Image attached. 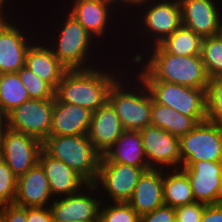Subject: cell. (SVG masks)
Instances as JSON below:
<instances>
[{
	"instance_id": "obj_1",
	"label": "cell",
	"mask_w": 222,
	"mask_h": 222,
	"mask_svg": "<svg viewBox=\"0 0 222 222\" xmlns=\"http://www.w3.org/2000/svg\"><path fill=\"white\" fill-rule=\"evenodd\" d=\"M144 49L147 52L143 51L141 54L136 51L131 57L133 58L131 60L132 66L139 67L138 72L131 74H137L143 81H164L207 90L209 77L201 55L180 56L170 54L159 44L149 48L146 46ZM144 54H147V57ZM139 65H141V68Z\"/></svg>"
},
{
	"instance_id": "obj_2",
	"label": "cell",
	"mask_w": 222,
	"mask_h": 222,
	"mask_svg": "<svg viewBox=\"0 0 222 222\" xmlns=\"http://www.w3.org/2000/svg\"><path fill=\"white\" fill-rule=\"evenodd\" d=\"M123 68L122 65V70L117 71L116 68L115 71H109L100 65L89 69L67 70L55 90V96L61 102L81 106L94 112L108 101L110 87L125 70L131 75L127 69L123 71Z\"/></svg>"
},
{
	"instance_id": "obj_3",
	"label": "cell",
	"mask_w": 222,
	"mask_h": 222,
	"mask_svg": "<svg viewBox=\"0 0 222 222\" xmlns=\"http://www.w3.org/2000/svg\"><path fill=\"white\" fill-rule=\"evenodd\" d=\"M126 74L125 72L110 87L108 102L115 109L124 130L140 131L151 125L152 95L147 85L137 74L125 76ZM122 77L124 81L131 77V83L124 82Z\"/></svg>"
},
{
	"instance_id": "obj_4",
	"label": "cell",
	"mask_w": 222,
	"mask_h": 222,
	"mask_svg": "<svg viewBox=\"0 0 222 222\" xmlns=\"http://www.w3.org/2000/svg\"><path fill=\"white\" fill-rule=\"evenodd\" d=\"M65 12V16L63 15L64 18H62L65 20H62L61 24H57L61 26L57 27V31H51L52 35L54 32H56L54 34H57L54 37V40H52L53 36L50 35L51 37L48 39L49 41L47 40L45 42H47L53 50L54 55L68 70L89 69L95 67L94 64H97L98 60L97 58L95 59L92 57L93 53H97L91 49L97 44V42H95L97 40L75 19L72 14L64 9L63 13ZM89 61L90 63H88ZM91 61H94V64H91L93 63Z\"/></svg>"
},
{
	"instance_id": "obj_5",
	"label": "cell",
	"mask_w": 222,
	"mask_h": 222,
	"mask_svg": "<svg viewBox=\"0 0 222 222\" xmlns=\"http://www.w3.org/2000/svg\"><path fill=\"white\" fill-rule=\"evenodd\" d=\"M42 149L71 167L88 183L95 182L103 155L88 135H50L42 142Z\"/></svg>"
},
{
	"instance_id": "obj_6",
	"label": "cell",
	"mask_w": 222,
	"mask_h": 222,
	"mask_svg": "<svg viewBox=\"0 0 222 222\" xmlns=\"http://www.w3.org/2000/svg\"><path fill=\"white\" fill-rule=\"evenodd\" d=\"M139 9L143 11L140 14L138 10L136 11L139 17L134 13L131 15H134V20L139 22L135 27L137 31L133 32L140 36L139 39L144 38L146 40L144 42L150 44L147 45L148 47L160 44L166 37L182 26L179 0H152ZM135 15L138 20H136ZM140 18L141 20H139Z\"/></svg>"
},
{
	"instance_id": "obj_7",
	"label": "cell",
	"mask_w": 222,
	"mask_h": 222,
	"mask_svg": "<svg viewBox=\"0 0 222 222\" xmlns=\"http://www.w3.org/2000/svg\"><path fill=\"white\" fill-rule=\"evenodd\" d=\"M143 82L157 103L192 117L197 123L207 120L206 90L164 81Z\"/></svg>"
},
{
	"instance_id": "obj_8",
	"label": "cell",
	"mask_w": 222,
	"mask_h": 222,
	"mask_svg": "<svg viewBox=\"0 0 222 222\" xmlns=\"http://www.w3.org/2000/svg\"><path fill=\"white\" fill-rule=\"evenodd\" d=\"M179 139L181 166L200 160L222 161V125L202 121Z\"/></svg>"
},
{
	"instance_id": "obj_9",
	"label": "cell",
	"mask_w": 222,
	"mask_h": 222,
	"mask_svg": "<svg viewBox=\"0 0 222 222\" xmlns=\"http://www.w3.org/2000/svg\"><path fill=\"white\" fill-rule=\"evenodd\" d=\"M148 169L150 168L134 167L123 163L101 162L98 176L93 184L101 191L99 193L102 194L103 202L127 203L140 176Z\"/></svg>"
},
{
	"instance_id": "obj_10",
	"label": "cell",
	"mask_w": 222,
	"mask_h": 222,
	"mask_svg": "<svg viewBox=\"0 0 222 222\" xmlns=\"http://www.w3.org/2000/svg\"><path fill=\"white\" fill-rule=\"evenodd\" d=\"M54 99H30L7 114V128L36 137L50 136Z\"/></svg>"
},
{
	"instance_id": "obj_11",
	"label": "cell",
	"mask_w": 222,
	"mask_h": 222,
	"mask_svg": "<svg viewBox=\"0 0 222 222\" xmlns=\"http://www.w3.org/2000/svg\"><path fill=\"white\" fill-rule=\"evenodd\" d=\"M98 192V188L89 183L76 194L54 199L50 204L54 222H99L103 201Z\"/></svg>"
},
{
	"instance_id": "obj_12",
	"label": "cell",
	"mask_w": 222,
	"mask_h": 222,
	"mask_svg": "<svg viewBox=\"0 0 222 222\" xmlns=\"http://www.w3.org/2000/svg\"><path fill=\"white\" fill-rule=\"evenodd\" d=\"M41 150V140L9 128L0 139V158L17 177L38 163Z\"/></svg>"
},
{
	"instance_id": "obj_13",
	"label": "cell",
	"mask_w": 222,
	"mask_h": 222,
	"mask_svg": "<svg viewBox=\"0 0 222 222\" xmlns=\"http://www.w3.org/2000/svg\"><path fill=\"white\" fill-rule=\"evenodd\" d=\"M140 135L149 168H181L179 137L153 125L140 130Z\"/></svg>"
},
{
	"instance_id": "obj_14",
	"label": "cell",
	"mask_w": 222,
	"mask_h": 222,
	"mask_svg": "<svg viewBox=\"0 0 222 222\" xmlns=\"http://www.w3.org/2000/svg\"><path fill=\"white\" fill-rule=\"evenodd\" d=\"M11 17L0 26V74L14 73L25 66L27 51L37 39L32 40L35 37L30 35L32 31L27 35L28 30L22 26V23L20 25L15 23Z\"/></svg>"
},
{
	"instance_id": "obj_15",
	"label": "cell",
	"mask_w": 222,
	"mask_h": 222,
	"mask_svg": "<svg viewBox=\"0 0 222 222\" xmlns=\"http://www.w3.org/2000/svg\"><path fill=\"white\" fill-rule=\"evenodd\" d=\"M186 173L196 202L218 204L222 199V161H195L181 166Z\"/></svg>"
},
{
	"instance_id": "obj_16",
	"label": "cell",
	"mask_w": 222,
	"mask_h": 222,
	"mask_svg": "<svg viewBox=\"0 0 222 222\" xmlns=\"http://www.w3.org/2000/svg\"><path fill=\"white\" fill-rule=\"evenodd\" d=\"M68 6L67 11L97 41L106 38V32L111 28L108 23H113L111 18H114L113 11L117 7L114 0H71Z\"/></svg>"
},
{
	"instance_id": "obj_17",
	"label": "cell",
	"mask_w": 222,
	"mask_h": 222,
	"mask_svg": "<svg viewBox=\"0 0 222 222\" xmlns=\"http://www.w3.org/2000/svg\"><path fill=\"white\" fill-rule=\"evenodd\" d=\"M217 0H179L182 26L202 38L215 36L222 20ZM219 6V7H218Z\"/></svg>"
},
{
	"instance_id": "obj_18",
	"label": "cell",
	"mask_w": 222,
	"mask_h": 222,
	"mask_svg": "<svg viewBox=\"0 0 222 222\" xmlns=\"http://www.w3.org/2000/svg\"><path fill=\"white\" fill-rule=\"evenodd\" d=\"M38 163L48 178L54 199L80 192L89 183L71 167L49 156L43 149Z\"/></svg>"
},
{
	"instance_id": "obj_19",
	"label": "cell",
	"mask_w": 222,
	"mask_h": 222,
	"mask_svg": "<svg viewBox=\"0 0 222 222\" xmlns=\"http://www.w3.org/2000/svg\"><path fill=\"white\" fill-rule=\"evenodd\" d=\"M54 198L42 166L37 163L17 178L15 204L29 207H50Z\"/></svg>"
},
{
	"instance_id": "obj_20",
	"label": "cell",
	"mask_w": 222,
	"mask_h": 222,
	"mask_svg": "<svg viewBox=\"0 0 222 222\" xmlns=\"http://www.w3.org/2000/svg\"><path fill=\"white\" fill-rule=\"evenodd\" d=\"M124 131L119 116L108 101L92 112L88 137L102 155L105 154Z\"/></svg>"
},
{
	"instance_id": "obj_21",
	"label": "cell",
	"mask_w": 222,
	"mask_h": 222,
	"mask_svg": "<svg viewBox=\"0 0 222 222\" xmlns=\"http://www.w3.org/2000/svg\"><path fill=\"white\" fill-rule=\"evenodd\" d=\"M92 111L54 98L50 135H88Z\"/></svg>"
},
{
	"instance_id": "obj_22",
	"label": "cell",
	"mask_w": 222,
	"mask_h": 222,
	"mask_svg": "<svg viewBox=\"0 0 222 222\" xmlns=\"http://www.w3.org/2000/svg\"><path fill=\"white\" fill-rule=\"evenodd\" d=\"M162 171L154 168L145 170L127 202L140 217L164 205Z\"/></svg>"
},
{
	"instance_id": "obj_23",
	"label": "cell",
	"mask_w": 222,
	"mask_h": 222,
	"mask_svg": "<svg viewBox=\"0 0 222 222\" xmlns=\"http://www.w3.org/2000/svg\"><path fill=\"white\" fill-rule=\"evenodd\" d=\"M25 66L48 82L55 90L68 70L54 55L47 42L39 41V39L30 45L26 54Z\"/></svg>"
},
{
	"instance_id": "obj_24",
	"label": "cell",
	"mask_w": 222,
	"mask_h": 222,
	"mask_svg": "<svg viewBox=\"0 0 222 222\" xmlns=\"http://www.w3.org/2000/svg\"><path fill=\"white\" fill-rule=\"evenodd\" d=\"M101 162H115L134 167H148L140 131L125 130L105 152Z\"/></svg>"
},
{
	"instance_id": "obj_25",
	"label": "cell",
	"mask_w": 222,
	"mask_h": 222,
	"mask_svg": "<svg viewBox=\"0 0 222 222\" xmlns=\"http://www.w3.org/2000/svg\"><path fill=\"white\" fill-rule=\"evenodd\" d=\"M163 200L173 208L196 202L190 181L181 168L163 169Z\"/></svg>"
},
{
	"instance_id": "obj_26",
	"label": "cell",
	"mask_w": 222,
	"mask_h": 222,
	"mask_svg": "<svg viewBox=\"0 0 222 222\" xmlns=\"http://www.w3.org/2000/svg\"><path fill=\"white\" fill-rule=\"evenodd\" d=\"M197 124L192 117L181 114L169 106L159 104L152 97L151 125L162 128L180 138Z\"/></svg>"
},
{
	"instance_id": "obj_27",
	"label": "cell",
	"mask_w": 222,
	"mask_h": 222,
	"mask_svg": "<svg viewBox=\"0 0 222 222\" xmlns=\"http://www.w3.org/2000/svg\"><path fill=\"white\" fill-rule=\"evenodd\" d=\"M202 39L193 30L181 26L159 45L170 54L180 56L201 55Z\"/></svg>"
},
{
	"instance_id": "obj_28",
	"label": "cell",
	"mask_w": 222,
	"mask_h": 222,
	"mask_svg": "<svg viewBox=\"0 0 222 222\" xmlns=\"http://www.w3.org/2000/svg\"><path fill=\"white\" fill-rule=\"evenodd\" d=\"M27 100L30 96L17 72L0 74V109L6 115Z\"/></svg>"
},
{
	"instance_id": "obj_29",
	"label": "cell",
	"mask_w": 222,
	"mask_h": 222,
	"mask_svg": "<svg viewBox=\"0 0 222 222\" xmlns=\"http://www.w3.org/2000/svg\"><path fill=\"white\" fill-rule=\"evenodd\" d=\"M201 57L209 78L222 76V40L218 35L202 39Z\"/></svg>"
},
{
	"instance_id": "obj_30",
	"label": "cell",
	"mask_w": 222,
	"mask_h": 222,
	"mask_svg": "<svg viewBox=\"0 0 222 222\" xmlns=\"http://www.w3.org/2000/svg\"><path fill=\"white\" fill-rule=\"evenodd\" d=\"M17 73L26 87L30 99L55 98V89L48 82L33 73L28 67L23 66Z\"/></svg>"
},
{
	"instance_id": "obj_31",
	"label": "cell",
	"mask_w": 222,
	"mask_h": 222,
	"mask_svg": "<svg viewBox=\"0 0 222 222\" xmlns=\"http://www.w3.org/2000/svg\"><path fill=\"white\" fill-rule=\"evenodd\" d=\"M99 222H140V216L128 203L102 202Z\"/></svg>"
},
{
	"instance_id": "obj_32",
	"label": "cell",
	"mask_w": 222,
	"mask_h": 222,
	"mask_svg": "<svg viewBox=\"0 0 222 222\" xmlns=\"http://www.w3.org/2000/svg\"><path fill=\"white\" fill-rule=\"evenodd\" d=\"M206 102L207 120L222 125V76L209 78Z\"/></svg>"
},
{
	"instance_id": "obj_33",
	"label": "cell",
	"mask_w": 222,
	"mask_h": 222,
	"mask_svg": "<svg viewBox=\"0 0 222 222\" xmlns=\"http://www.w3.org/2000/svg\"><path fill=\"white\" fill-rule=\"evenodd\" d=\"M17 178L7 163L0 158V207L15 202Z\"/></svg>"
},
{
	"instance_id": "obj_34",
	"label": "cell",
	"mask_w": 222,
	"mask_h": 222,
	"mask_svg": "<svg viewBox=\"0 0 222 222\" xmlns=\"http://www.w3.org/2000/svg\"><path fill=\"white\" fill-rule=\"evenodd\" d=\"M206 206L201 202H192L176 207V222H201Z\"/></svg>"
},
{
	"instance_id": "obj_35",
	"label": "cell",
	"mask_w": 222,
	"mask_h": 222,
	"mask_svg": "<svg viewBox=\"0 0 222 222\" xmlns=\"http://www.w3.org/2000/svg\"><path fill=\"white\" fill-rule=\"evenodd\" d=\"M140 222H176L175 208L164 204L150 213L142 215Z\"/></svg>"
},
{
	"instance_id": "obj_36",
	"label": "cell",
	"mask_w": 222,
	"mask_h": 222,
	"mask_svg": "<svg viewBox=\"0 0 222 222\" xmlns=\"http://www.w3.org/2000/svg\"><path fill=\"white\" fill-rule=\"evenodd\" d=\"M0 214L7 222H27V208L15 203L1 206Z\"/></svg>"
},
{
	"instance_id": "obj_37",
	"label": "cell",
	"mask_w": 222,
	"mask_h": 222,
	"mask_svg": "<svg viewBox=\"0 0 222 222\" xmlns=\"http://www.w3.org/2000/svg\"><path fill=\"white\" fill-rule=\"evenodd\" d=\"M27 222H54L50 207L27 208Z\"/></svg>"
},
{
	"instance_id": "obj_38",
	"label": "cell",
	"mask_w": 222,
	"mask_h": 222,
	"mask_svg": "<svg viewBox=\"0 0 222 222\" xmlns=\"http://www.w3.org/2000/svg\"><path fill=\"white\" fill-rule=\"evenodd\" d=\"M201 222H222V204L207 205Z\"/></svg>"
},
{
	"instance_id": "obj_39",
	"label": "cell",
	"mask_w": 222,
	"mask_h": 222,
	"mask_svg": "<svg viewBox=\"0 0 222 222\" xmlns=\"http://www.w3.org/2000/svg\"><path fill=\"white\" fill-rule=\"evenodd\" d=\"M114 1L116 2V6L119 11L121 10L120 8H122V7H125L126 9L128 7H130L131 10H133L132 7H134V11H136V8L138 10L141 6L149 3L152 0H114ZM122 5H124V6H122ZM135 6H137V7H135Z\"/></svg>"
},
{
	"instance_id": "obj_40",
	"label": "cell",
	"mask_w": 222,
	"mask_h": 222,
	"mask_svg": "<svg viewBox=\"0 0 222 222\" xmlns=\"http://www.w3.org/2000/svg\"><path fill=\"white\" fill-rule=\"evenodd\" d=\"M7 129V115L0 109V139Z\"/></svg>"
},
{
	"instance_id": "obj_41",
	"label": "cell",
	"mask_w": 222,
	"mask_h": 222,
	"mask_svg": "<svg viewBox=\"0 0 222 222\" xmlns=\"http://www.w3.org/2000/svg\"><path fill=\"white\" fill-rule=\"evenodd\" d=\"M11 1V0H0V9L4 10L5 12H7V15H12L11 13L13 12H10L8 8H10L8 2ZM7 7V8H6ZM8 9V11H7Z\"/></svg>"
},
{
	"instance_id": "obj_42",
	"label": "cell",
	"mask_w": 222,
	"mask_h": 222,
	"mask_svg": "<svg viewBox=\"0 0 222 222\" xmlns=\"http://www.w3.org/2000/svg\"><path fill=\"white\" fill-rule=\"evenodd\" d=\"M7 12H5L4 10L0 9V26L2 25V23L8 18L10 17L9 15L7 16L6 14Z\"/></svg>"
},
{
	"instance_id": "obj_43",
	"label": "cell",
	"mask_w": 222,
	"mask_h": 222,
	"mask_svg": "<svg viewBox=\"0 0 222 222\" xmlns=\"http://www.w3.org/2000/svg\"><path fill=\"white\" fill-rule=\"evenodd\" d=\"M217 35L222 40V20H221Z\"/></svg>"
},
{
	"instance_id": "obj_44",
	"label": "cell",
	"mask_w": 222,
	"mask_h": 222,
	"mask_svg": "<svg viewBox=\"0 0 222 222\" xmlns=\"http://www.w3.org/2000/svg\"><path fill=\"white\" fill-rule=\"evenodd\" d=\"M0 222H7L6 219L0 214Z\"/></svg>"
}]
</instances>
